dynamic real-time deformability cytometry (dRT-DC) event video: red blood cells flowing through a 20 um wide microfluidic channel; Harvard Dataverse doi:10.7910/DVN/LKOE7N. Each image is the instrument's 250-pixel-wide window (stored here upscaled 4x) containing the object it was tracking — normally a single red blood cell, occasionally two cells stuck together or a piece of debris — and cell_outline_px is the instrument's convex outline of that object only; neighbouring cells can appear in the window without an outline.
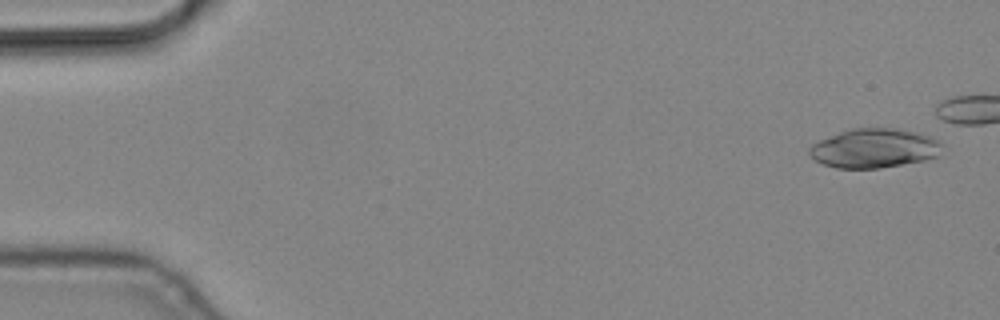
{"species": "common noctule bat (a hibernating species)", "species_latin": "Nyctalus noctula", "temperature_condition": "cold", "stored_images_in_passage": 6, "camera_frame_rate_fps": 3000, "um_per_image_px": 0.085, "animal": {"sex": "male", "body_mass_g": 19.2, "forearm_length_mm": 51.8}, "frame": {"image": 1, "passage_image": 1, "time_ms": 0.0, "image_size_px": [1000, 320], "cell_outline_px": [[940, 156], [924, 160], [880, 168], [836, 168], [824, 164], [808, 156], [808, 148], [812, 144], [820, 140], [840, 132], [852, 128], [896, 128], [916, 132], [932, 136], [940, 140]], "centroid_in_image_um": [74.31, 12.6], "position_along_channel_um": 10.7, "area_um2": 30.4}}
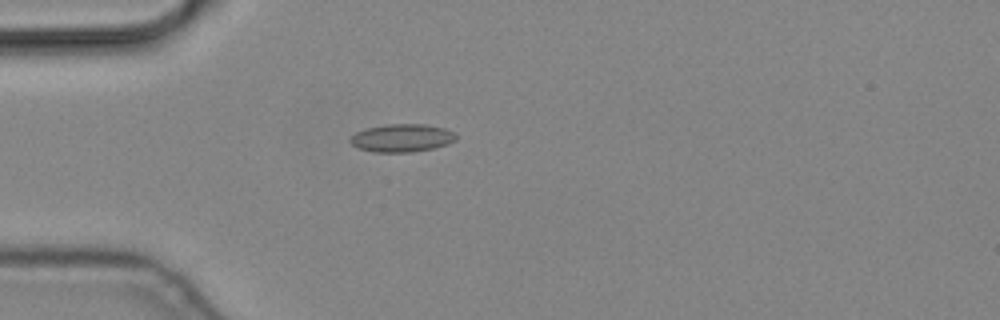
{"frame": {"image": 2, "passage_image": 6, "time_ms": 1.667, "image_size_px": [1000, 320], "cell_outline_px": [[456, 140], [448, 144], [432, 148], [412, 152], [376, 152], [356, 148], [348, 140], [356, 132], [364, 128], [388, 124], [424, 124], [444, 128], [452, 132], [456, 136]], "centroid_in_image_um": [34.12, 11.73], "position_along_channel_um": 50.9, "area_um2": 17.22}}